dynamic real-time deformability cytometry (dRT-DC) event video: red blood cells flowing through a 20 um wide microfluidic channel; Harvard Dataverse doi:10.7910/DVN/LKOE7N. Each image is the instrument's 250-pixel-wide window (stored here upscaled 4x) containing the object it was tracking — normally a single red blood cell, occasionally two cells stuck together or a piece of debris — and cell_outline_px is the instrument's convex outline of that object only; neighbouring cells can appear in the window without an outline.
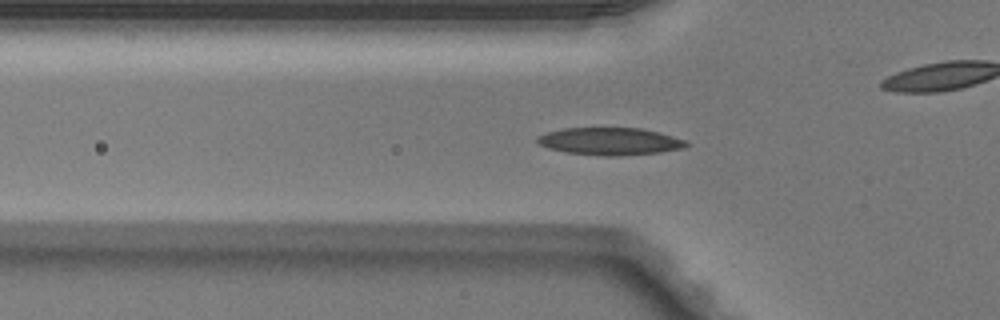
{"species": "Egyptian fruit bat (a non-hibernating species)", "species_latin": "Rousettus aegyptiacus", "temperature_condition": "warm", "stored_images_in_passage": 37, "camera_frame_rate_fps": 3000, "um_per_image_px": 0.085, "animal": {"sex": "male"}, "frame": {"image": 1, "passage_image": 3, "time_ms": 0.667, "image_size_px": [1000, 320], "cell_outline_px": [[688, 144], [684, 148], [660, 152], [620, 156], [600, 156], [564, 152], [548, 148], [540, 144], [536, 140], [536, 136], [548, 132], [564, 128], [640, 128], [672, 136], [684, 140]], "centroid_in_image_um": [51.8, 12.02], "position_along_channel_um": 74.0, "area_um2": 23.7}}
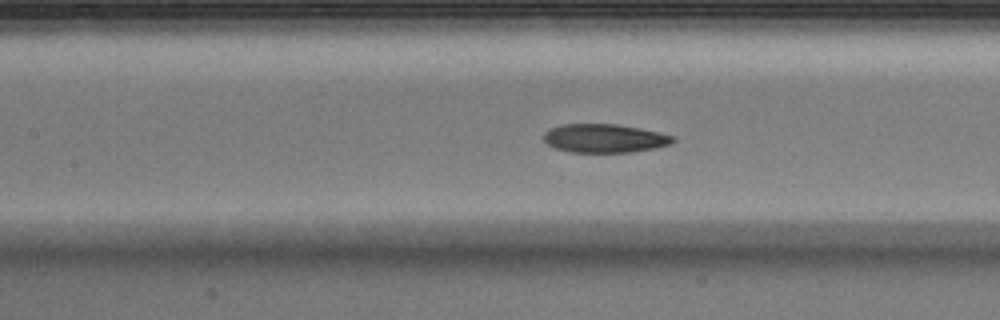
{"frame": {"image": 2, "passage_image": 9, "time_ms": 2.667, "image_size_px": [1000, 320], "cell_outline_px": [[676, 140], [668, 144], [656, 148], [632, 152], [572, 152], [556, 148], [548, 144], [544, 140], [544, 132], [552, 128], [564, 124], [616, 124], [640, 128], [676, 136]], "centroid_in_image_um": [51.42, 11.75], "position_along_channel_um": 156.0, "area_um2": 21.44}}
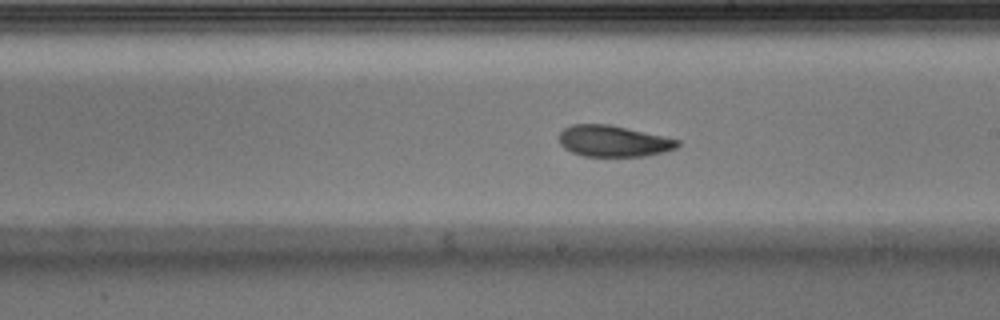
{"frame": {"image": 3, "passage_image": 15, "time_ms": 4.667, "image_size_px": [1000, 320], "cell_outline_px": [[680, 144], [676, 148], [664, 152], [644, 156], [584, 156], [572, 152], [564, 148], [560, 144], [560, 132], [564, 128], [572, 124], [608, 124], [664, 136], [680, 140]], "centroid_in_image_um": [52.14, 11.99], "position_along_channel_um": 236.9, "area_um2": 21.5}, "authors_computed_cell_mechanics": {"area_um2": 22.542, "velocity_mm_per_s": 4.0491, "shape_relaxation_time_tau1_ms": 4.985, "shape_relaxation_time_tau2_ms": 2.376, "deformation_change_tau1": 0.1604, "deformation_change_tau2": 0.08}}